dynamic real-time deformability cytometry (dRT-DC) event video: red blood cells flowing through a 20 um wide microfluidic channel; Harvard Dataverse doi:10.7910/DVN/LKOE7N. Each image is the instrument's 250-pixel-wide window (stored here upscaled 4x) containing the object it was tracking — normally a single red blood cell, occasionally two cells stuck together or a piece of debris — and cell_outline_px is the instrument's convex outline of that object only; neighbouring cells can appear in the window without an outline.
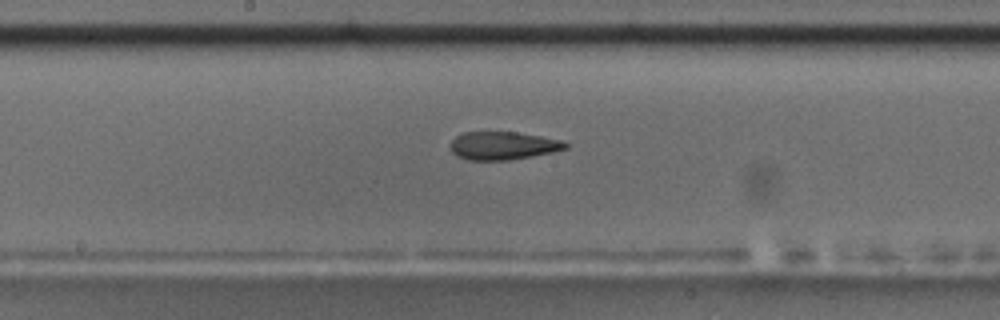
{"species": "common noctule bat (a hibernating species)", "species_latin": "Nyctalus noctula", "temperature_condition": "room temperature", "stored_images_in_passage": 47, "camera_frame_rate_fps": 3000, "um_per_image_px": 0.085, "animal": {"sex": "male", "body_mass_g": 17.5, "forearm_length_mm": 52.3}, "frame": {"image": 1, "passage_image": 21, "time_ms": 6.667, "image_size_px": [1000, 320], "cell_outline_px": [[568, 148], [552, 152], [532, 156], [508, 160], [468, 160], [456, 156], [448, 148], [448, 144], [456, 136], [464, 132], [516, 132], [540, 136], [560, 140], [568, 144]], "centroid_in_image_um": [42.69, 12.38], "position_along_channel_um": 205.5, "area_um2": 18.9}, "authors_computed_cell_mechanics": {"area_um2": 19.941, "velocity_mm_per_s": 3.709, "shape_relaxation_time_tau1_ms": null, "shape_relaxation_time_tau2_ms": 3.5362, "deformation_change_tau1": null, "deformation_change_tau2": 0.1383}}